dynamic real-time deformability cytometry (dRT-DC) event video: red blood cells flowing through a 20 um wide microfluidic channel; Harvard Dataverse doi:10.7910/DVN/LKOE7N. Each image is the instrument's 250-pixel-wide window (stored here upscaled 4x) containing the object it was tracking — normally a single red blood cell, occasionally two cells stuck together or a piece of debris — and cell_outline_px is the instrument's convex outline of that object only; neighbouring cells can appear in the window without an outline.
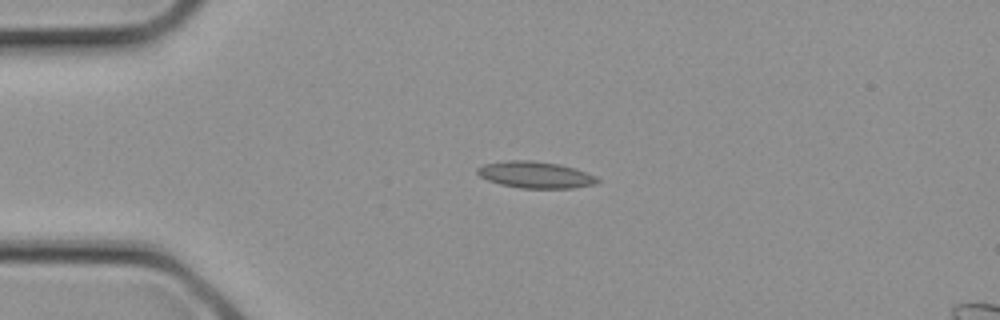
{"species": "common noctule bat (a hibernating species)", "species_latin": "Nyctalus noctula", "temperature_condition": "cold", "stored_images_in_passage": 1, "camera_frame_rate_fps": 3000, "um_per_image_px": 0.085, "animal": {"sex": "female", "body_mass_g": 21.9}, "frame": {"image": 1, "passage_image": 1, "time_ms": 0.0, "image_size_px": [1000, 320], "cell_outline_px": [[600, 180], [592, 184], [572, 188], [520, 188], [500, 184], [488, 180], [480, 176], [476, 172], [476, 168], [484, 164], [508, 160], [532, 160], [560, 164], [596, 176]], "centroid_in_image_um": [45.46, 14.85], "position_along_channel_um": 39.5, "area_um2": 18.44}}